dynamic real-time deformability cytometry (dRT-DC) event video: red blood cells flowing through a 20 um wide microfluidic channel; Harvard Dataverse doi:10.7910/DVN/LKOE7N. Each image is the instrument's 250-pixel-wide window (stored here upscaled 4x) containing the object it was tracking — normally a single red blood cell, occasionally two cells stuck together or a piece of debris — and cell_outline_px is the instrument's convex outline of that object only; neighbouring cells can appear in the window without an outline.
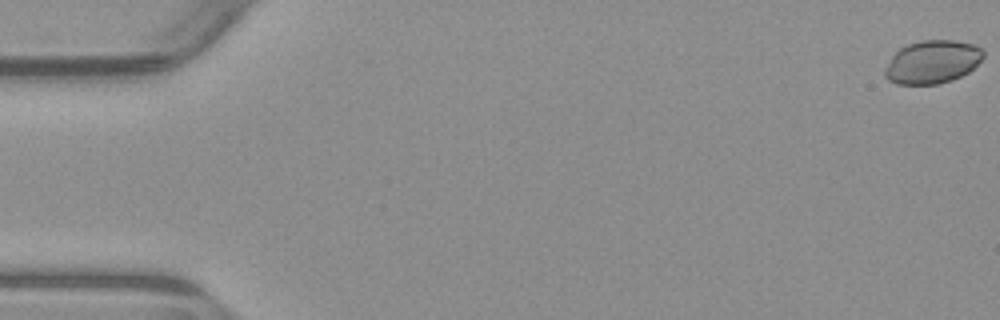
{"species": "common noctule bat (a hibernating species)", "species_latin": "Nyctalus noctula", "temperature_condition": "warm", "stored_images_in_passage": 7, "camera_frame_rate_fps": 3000, "um_per_image_px": 0.085, "animal": {"sex": "male", "body_mass_g": 23.1, "forearm_length_mm": 52.7}, "frame": {"image": 1, "passage_image": 1, "time_ms": 0.0, "image_size_px": [1000, 320], "cell_outline_px": [[984, 56], [968, 72], [952, 80], [940, 84], [896, 84], [888, 80], [884, 76], [884, 68], [892, 56], [900, 48], [908, 44], [920, 40], [956, 40], [972, 44], [980, 48], [984, 52]], "centroid_in_image_um": [79.22, 5.27], "position_along_channel_um": 5.8, "area_um2": 24.74}}